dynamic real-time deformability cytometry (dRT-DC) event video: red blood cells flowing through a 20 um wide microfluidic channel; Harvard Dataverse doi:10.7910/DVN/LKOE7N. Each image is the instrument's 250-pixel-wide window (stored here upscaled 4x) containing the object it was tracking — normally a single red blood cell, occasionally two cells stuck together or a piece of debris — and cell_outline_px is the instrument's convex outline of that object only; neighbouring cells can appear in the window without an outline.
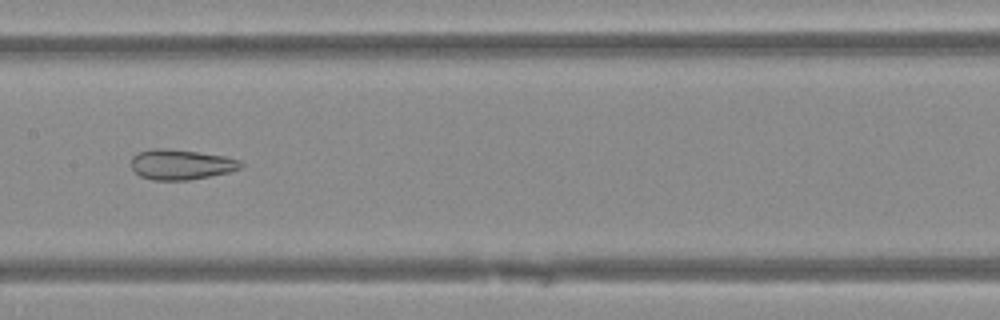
{"species": "Egyptian fruit bat (a non-hibernating species)", "species_latin": "Rousettus aegyptiacus", "temperature_condition": "warm", "stored_images_in_passage": 49, "camera_frame_rate_fps": 3000, "um_per_image_px": 0.085, "animal": {"sex": "female"}, "frame": {"image": 1, "passage_image": 24, "time_ms": 7.667, "image_size_px": [1000, 320], "cell_outline_px": [[244, 164], [240, 168], [228, 172], [188, 180], [152, 180], [140, 176], [132, 168], [132, 156], [136, 152], [152, 148], [164, 148], [196, 152], [224, 156], [240, 160]], "centroid_in_image_um": [15.35, 13.97], "position_along_channel_um": 192.0, "area_um2": 19.19}}
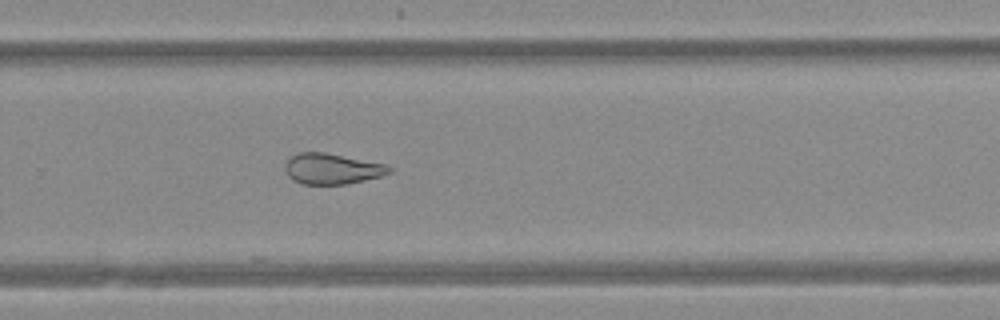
{"frame": {"image": 2, "passage_image": 32, "time_ms": 10.333, "image_size_px": [1000, 320], "cell_outline_px": [[392, 172], [384, 176], [344, 184], [300, 184], [292, 180], [288, 176], [284, 168], [288, 160], [292, 156], [300, 152], [324, 152], [388, 164], [392, 168]], "centroid_in_image_um": [28.26, 14.35], "position_along_channel_um": 301.5, "area_um2": 18.79}}
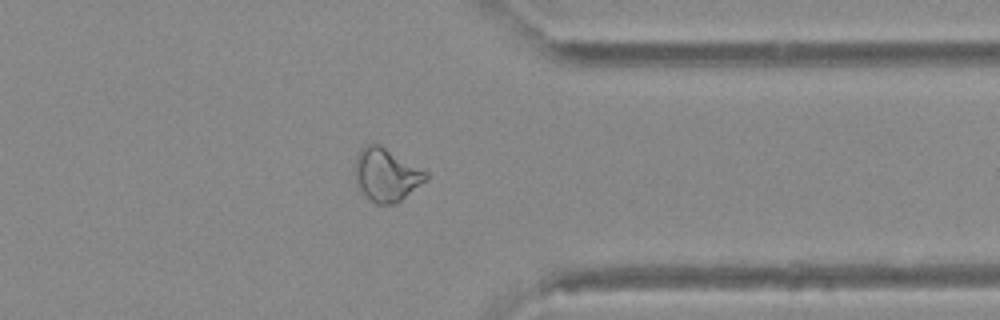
{"frame": {"image": 3, "passage_image": 38, "time_ms": 12.333, "image_size_px": [1000, 320], "cell_outline_px": [[428, 176], [420, 184], [396, 204], [376, 204], [360, 188], [356, 180], [356, 156], [360, 148], [368, 144], [380, 144], [428, 172]], "centroid_in_image_um": [32.84, 14.83], "position_along_channel_um": 378.6, "area_um2": 21.39}}